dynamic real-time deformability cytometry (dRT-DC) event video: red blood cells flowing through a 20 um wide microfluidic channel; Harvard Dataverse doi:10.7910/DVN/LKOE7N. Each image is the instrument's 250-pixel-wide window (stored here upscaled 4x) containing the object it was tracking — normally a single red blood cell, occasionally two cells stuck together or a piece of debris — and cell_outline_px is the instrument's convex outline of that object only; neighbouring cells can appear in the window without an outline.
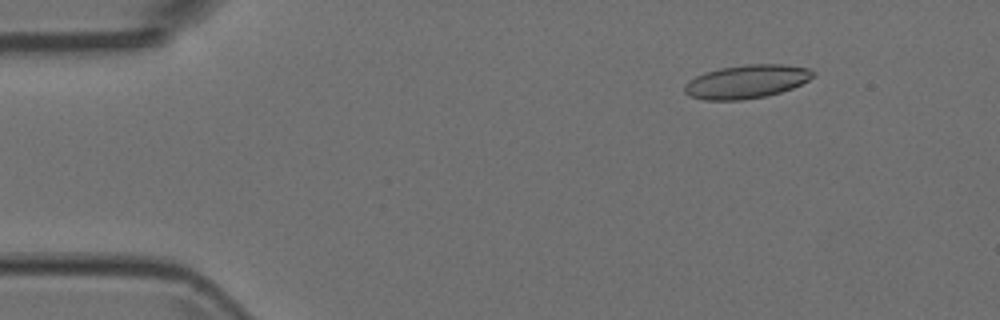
{"species": "Egyptian fruit bat (a non-hibernating species)", "species_latin": "Rousettus aegyptiacus", "temperature_condition": "room temperature", "stored_images_in_passage": 4, "camera_frame_rate_fps": 3000, "um_per_image_px": 0.085, "animal": {"sex": "female"}, "frame": {"image": 1, "passage_image": 2, "time_ms": 0.333, "image_size_px": [1000, 320], "cell_outline_px": [[816, 76], [792, 88], [780, 92], [764, 96], [740, 100], [704, 100], [688, 96], [684, 92], [684, 84], [688, 80], [704, 72], [720, 68], [744, 64], [784, 64], [808, 68], [816, 72]], "centroid_in_image_um": [63.44, 6.93], "position_along_channel_um": 21.6, "area_um2": 25.26}}